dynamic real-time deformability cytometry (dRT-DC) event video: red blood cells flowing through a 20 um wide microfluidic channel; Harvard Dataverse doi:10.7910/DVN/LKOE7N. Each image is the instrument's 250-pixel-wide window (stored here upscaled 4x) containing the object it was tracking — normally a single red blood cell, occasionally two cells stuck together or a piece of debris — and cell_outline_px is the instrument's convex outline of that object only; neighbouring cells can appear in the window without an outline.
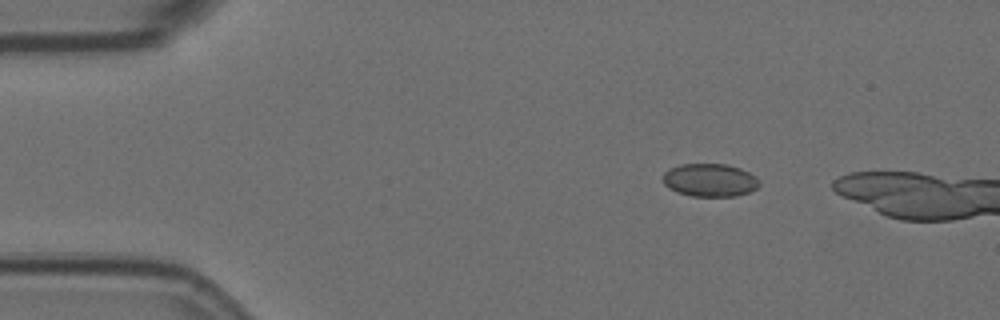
{"species": "Egyptian fruit bat (a non-hibernating species)", "species_latin": "Rousettus aegyptiacus", "temperature_condition": "room temperature", "stored_images_in_passage": 5, "camera_frame_rate_fps": 3000, "um_per_image_px": 0.085, "animal": {"sex": "female"}, "frame": {"image": 1, "passage_image": 3, "time_ms": 0.667, "image_size_px": [1000, 320], "cell_outline_px": [[760, 184], [756, 188], [748, 192], [736, 196], [692, 196], [676, 192], [668, 188], [664, 184], [664, 172], [680, 164], [728, 164], [740, 168], [748, 172]], "centroid_in_image_um": [60.31, 15.31], "position_along_channel_um": 24.7, "area_um2": 18.32}}